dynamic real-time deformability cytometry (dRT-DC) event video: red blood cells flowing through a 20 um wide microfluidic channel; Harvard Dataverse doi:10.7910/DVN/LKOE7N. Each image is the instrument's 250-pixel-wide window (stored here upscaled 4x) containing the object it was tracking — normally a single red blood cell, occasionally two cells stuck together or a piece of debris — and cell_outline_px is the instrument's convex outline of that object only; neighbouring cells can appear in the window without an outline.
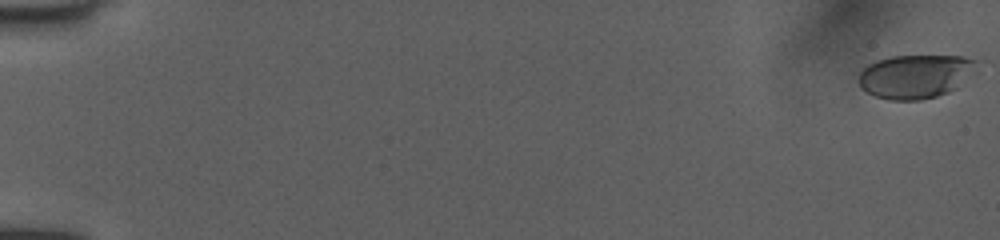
{"species": "human", "species_latin": "Homo sapiens", "temperature_condition": "room temperature", "stored_images_in_passage": 13, "camera_frame_rate_fps": 3000, "um_per_image_px": 0.085, "donor": {"sex": "female"}, "frame": {"image": 1, "passage_image": 1, "time_ms": 0.0, "image_size_px": [1000, 240], "cell_outline_px": [[976, 60], [956, 88], [948, 92], [936, 96], [920, 100], [888, 100], [876, 96], [868, 92], [860, 84], [860, 72], [868, 64], [876, 60], [892, 56], [964, 56]], "centroid_in_image_um": [77.71, 6.49], "position_along_channel_um": 7.3, "area_um2": 29.13}}